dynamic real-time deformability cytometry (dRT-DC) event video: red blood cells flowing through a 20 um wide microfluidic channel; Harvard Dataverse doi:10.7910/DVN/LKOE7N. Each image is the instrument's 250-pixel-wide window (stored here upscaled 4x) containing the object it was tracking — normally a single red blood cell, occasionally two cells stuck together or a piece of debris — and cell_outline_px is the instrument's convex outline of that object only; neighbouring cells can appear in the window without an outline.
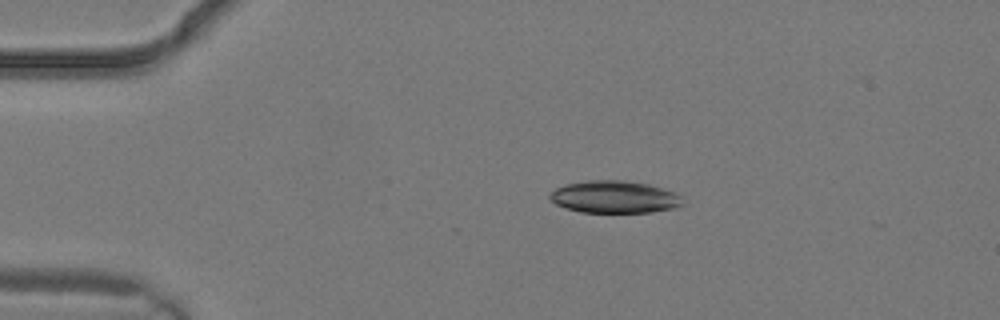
{"species": "common noctule bat (a hibernating species)", "species_latin": "Nyctalus noctula", "temperature_condition": "warm", "stored_images_in_passage": 3, "camera_frame_rate_fps": 3000, "um_per_image_px": 0.085, "animal": {"sex": "male", "body_mass_g": 19.2, "forearm_length_mm": 51.8}, "frame": {"image": 1, "passage_image": 1, "time_ms": 0.0, "image_size_px": [1000, 320], "cell_outline_px": [[684, 204], [676, 208], [652, 212], [580, 212], [564, 208], [556, 204], [548, 196], [556, 188], [568, 184], [588, 180], [624, 180], [648, 184], [676, 192], [680, 196]], "centroid_in_image_um": [52.26, 16.74], "position_along_channel_um": 32.7, "area_um2": 25.03}}